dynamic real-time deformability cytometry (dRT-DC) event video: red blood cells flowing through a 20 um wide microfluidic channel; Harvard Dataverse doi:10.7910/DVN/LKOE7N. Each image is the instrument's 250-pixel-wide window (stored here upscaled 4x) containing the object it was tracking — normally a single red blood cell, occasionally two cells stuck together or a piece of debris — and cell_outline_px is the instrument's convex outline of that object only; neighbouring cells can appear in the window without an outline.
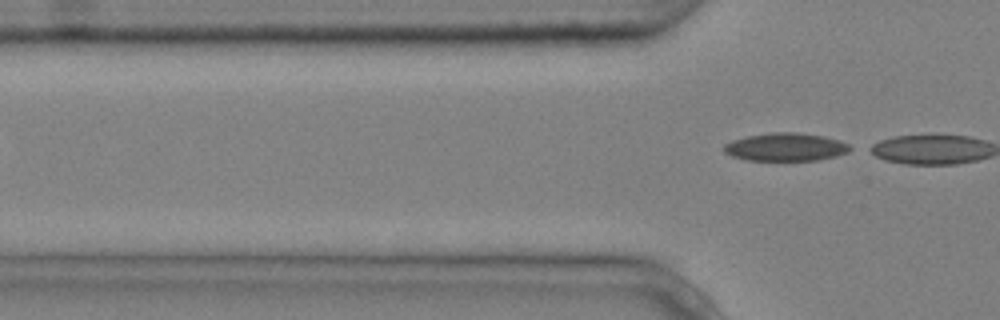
{"species": "common noctule bat (a hibernating species)", "species_latin": "Nyctalus noctula", "temperature_condition": "cold", "stored_images_in_passage": 7, "camera_frame_rate_fps": 3000, "um_per_image_px": 0.085, "animal": {"sex": "male", "body_mass_g": 20.4}, "frame": {"image": 1, "passage_image": 7, "time_ms": 2.0, "image_size_px": [1000, 320], "cell_outline_px": [[856, 148], [848, 152], [836, 156], [820, 160], [748, 160], [732, 156], [724, 152], [724, 144], [732, 140], [748, 136], [772, 132], [796, 132], [824, 136], [840, 140]], "centroid_in_image_um": [66.83, 12.49], "position_along_channel_um": 59.0, "area_um2": 20.69}}